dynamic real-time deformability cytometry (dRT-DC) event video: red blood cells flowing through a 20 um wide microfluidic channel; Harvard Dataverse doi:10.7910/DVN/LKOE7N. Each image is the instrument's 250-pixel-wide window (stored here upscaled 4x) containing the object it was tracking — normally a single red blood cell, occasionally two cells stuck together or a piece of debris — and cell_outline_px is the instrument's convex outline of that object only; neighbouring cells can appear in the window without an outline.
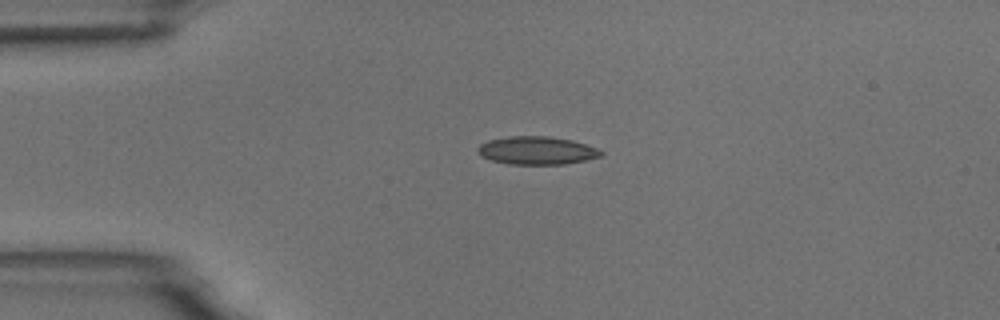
{"species": "common noctule bat (a hibernating species)", "species_latin": "Nyctalus noctula", "temperature_condition": "room temperature", "stored_images_in_passage": 4, "camera_frame_rate_fps": 3000, "um_per_image_px": 0.085, "animal": {"sex": "male", "body_mass_g": 18.8}, "frame": {"image": 1, "passage_image": 2, "time_ms": 1.0, "image_size_px": [1000, 320], "cell_outline_px": [[604, 156], [564, 164], [508, 164], [492, 160], [480, 156], [476, 148], [480, 144], [488, 140], [508, 136], [548, 136], [572, 140], [596, 148], [604, 152]], "centroid_in_image_um": [45.61, 12.79], "position_along_channel_um": 39.4, "area_um2": 20.17}}